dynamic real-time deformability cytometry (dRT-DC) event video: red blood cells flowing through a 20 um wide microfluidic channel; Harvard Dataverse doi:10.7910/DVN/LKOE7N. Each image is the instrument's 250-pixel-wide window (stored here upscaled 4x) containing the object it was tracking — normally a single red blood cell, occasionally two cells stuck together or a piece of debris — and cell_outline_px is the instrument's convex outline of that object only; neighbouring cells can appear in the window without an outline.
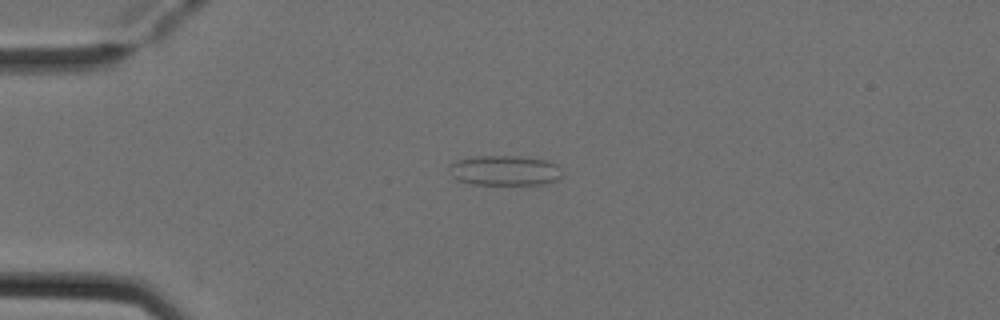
{"species": "Egyptian fruit bat (a non-hibernating species)", "species_latin": "Rousettus aegyptiacus", "temperature_condition": "cold", "stored_images_in_passage": 5, "camera_frame_rate_fps": 3000, "um_per_image_px": 0.085, "animal": {"sex": "female"}, "frame": {"image": 1, "passage_image": 4, "time_ms": 1.0, "image_size_px": [1000, 320], "cell_outline_px": [[560, 176], [556, 180], [544, 184], [472, 184], [456, 180], [452, 176], [448, 168], [448, 164], [456, 160], [476, 156], [516, 156], [544, 160], [556, 164], [560, 168]], "centroid_in_image_um": [42.83, 14.49], "position_along_channel_um": 42.2, "area_um2": 19.71}}